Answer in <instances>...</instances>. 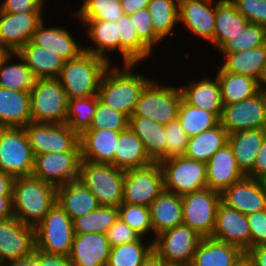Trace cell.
I'll use <instances>...</instances> for the list:
<instances>
[{"mask_svg":"<svg viewBox=\"0 0 266 266\" xmlns=\"http://www.w3.org/2000/svg\"><path fill=\"white\" fill-rule=\"evenodd\" d=\"M136 65L123 64L120 66L122 68L110 65L102 76L98 90V97L102 103L128 117L133 115L142 91L152 80L145 75L137 74L134 70Z\"/></svg>","mask_w":266,"mask_h":266,"instance_id":"obj_1","label":"cell"},{"mask_svg":"<svg viewBox=\"0 0 266 266\" xmlns=\"http://www.w3.org/2000/svg\"><path fill=\"white\" fill-rule=\"evenodd\" d=\"M57 200V187L34 176L14 179L13 215L23 224L36 227Z\"/></svg>","mask_w":266,"mask_h":266,"instance_id":"obj_2","label":"cell"},{"mask_svg":"<svg viewBox=\"0 0 266 266\" xmlns=\"http://www.w3.org/2000/svg\"><path fill=\"white\" fill-rule=\"evenodd\" d=\"M107 60L89 52L64 63L57 78L69 100L98 95L99 84L107 68Z\"/></svg>","mask_w":266,"mask_h":266,"instance_id":"obj_3","label":"cell"},{"mask_svg":"<svg viewBox=\"0 0 266 266\" xmlns=\"http://www.w3.org/2000/svg\"><path fill=\"white\" fill-rule=\"evenodd\" d=\"M125 171L112 164L81 161L79 180L99 205L119 207L122 203Z\"/></svg>","mask_w":266,"mask_h":266,"instance_id":"obj_4","label":"cell"},{"mask_svg":"<svg viewBox=\"0 0 266 266\" xmlns=\"http://www.w3.org/2000/svg\"><path fill=\"white\" fill-rule=\"evenodd\" d=\"M30 96L32 122L52 124L66 122L69 99L57 78L36 79Z\"/></svg>","mask_w":266,"mask_h":266,"instance_id":"obj_5","label":"cell"},{"mask_svg":"<svg viewBox=\"0 0 266 266\" xmlns=\"http://www.w3.org/2000/svg\"><path fill=\"white\" fill-rule=\"evenodd\" d=\"M74 235L73 220L56 203L35 227V249L68 257Z\"/></svg>","mask_w":266,"mask_h":266,"instance_id":"obj_6","label":"cell"},{"mask_svg":"<svg viewBox=\"0 0 266 266\" xmlns=\"http://www.w3.org/2000/svg\"><path fill=\"white\" fill-rule=\"evenodd\" d=\"M181 101L180 87L159 85L152 79L142 91L131 116L147 117L166 125L177 119Z\"/></svg>","mask_w":266,"mask_h":266,"instance_id":"obj_7","label":"cell"},{"mask_svg":"<svg viewBox=\"0 0 266 266\" xmlns=\"http://www.w3.org/2000/svg\"><path fill=\"white\" fill-rule=\"evenodd\" d=\"M34 155L24 128L0 127V171L14 178L31 176Z\"/></svg>","mask_w":266,"mask_h":266,"instance_id":"obj_8","label":"cell"},{"mask_svg":"<svg viewBox=\"0 0 266 266\" xmlns=\"http://www.w3.org/2000/svg\"><path fill=\"white\" fill-rule=\"evenodd\" d=\"M164 189L179 196L207 188L206 163L185 156L160 162Z\"/></svg>","mask_w":266,"mask_h":266,"instance_id":"obj_9","label":"cell"},{"mask_svg":"<svg viewBox=\"0 0 266 266\" xmlns=\"http://www.w3.org/2000/svg\"><path fill=\"white\" fill-rule=\"evenodd\" d=\"M183 224L201 237H212L221 193L205 188L181 196Z\"/></svg>","mask_w":266,"mask_h":266,"instance_id":"obj_10","label":"cell"},{"mask_svg":"<svg viewBox=\"0 0 266 266\" xmlns=\"http://www.w3.org/2000/svg\"><path fill=\"white\" fill-rule=\"evenodd\" d=\"M24 129L34 157L44 153L81 151L79 134L66 123L30 122Z\"/></svg>","mask_w":266,"mask_h":266,"instance_id":"obj_11","label":"cell"},{"mask_svg":"<svg viewBox=\"0 0 266 266\" xmlns=\"http://www.w3.org/2000/svg\"><path fill=\"white\" fill-rule=\"evenodd\" d=\"M164 190L160 163L125 171L122 203L148 206Z\"/></svg>","mask_w":266,"mask_h":266,"instance_id":"obj_12","label":"cell"},{"mask_svg":"<svg viewBox=\"0 0 266 266\" xmlns=\"http://www.w3.org/2000/svg\"><path fill=\"white\" fill-rule=\"evenodd\" d=\"M220 124L229 134L251 129H266V87L242 101L224 105Z\"/></svg>","mask_w":266,"mask_h":266,"instance_id":"obj_13","label":"cell"},{"mask_svg":"<svg viewBox=\"0 0 266 266\" xmlns=\"http://www.w3.org/2000/svg\"><path fill=\"white\" fill-rule=\"evenodd\" d=\"M81 151L52 152L34 157L32 176L58 187L78 180Z\"/></svg>","mask_w":266,"mask_h":266,"instance_id":"obj_14","label":"cell"},{"mask_svg":"<svg viewBox=\"0 0 266 266\" xmlns=\"http://www.w3.org/2000/svg\"><path fill=\"white\" fill-rule=\"evenodd\" d=\"M202 238L182 224L155 236L153 250L163 260L191 263Z\"/></svg>","mask_w":266,"mask_h":266,"instance_id":"obj_15","label":"cell"},{"mask_svg":"<svg viewBox=\"0 0 266 266\" xmlns=\"http://www.w3.org/2000/svg\"><path fill=\"white\" fill-rule=\"evenodd\" d=\"M35 250V228L14 216L0 220V263L4 266L31 255Z\"/></svg>","mask_w":266,"mask_h":266,"instance_id":"obj_16","label":"cell"},{"mask_svg":"<svg viewBox=\"0 0 266 266\" xmlns=\"http://www.w3.org/2000/svg\"><path fill=\"white\" fill-rule=\"evenodd\" d=\"M214 0H179V23L189 33L214 46L216 3ZM214 3V6H213Z\"/></svg>","mask_w":266,"mask_h":266,"instance_id":"obj_17","label":"cell"},{"mask_svg":"<svg viewBox=\"0 0 266 266\" xmlns=\"http://www.w3.org/2000/svg\"><path fill=\"white\" fill-rule=\"evenodd\" d=\"M211 238L233 244L245 253L251 248V232L246 215L221 201Z\"/></svg>","mask_w":266,"mask_h":266,"instance_id":"obj_18","label":"cell"},{"mask_svg":"<svg viewBox=\"0 0 266 266\" xmlns=\"http://www.w3.org/2000/svg\"><path fill=\"white\" fill-rule=\"evenodd\" d=\"M221 201L245 215L266 210V192L261 180L247 176L226 188Z\"/></svg>","mask_w":266,"mask_h":266,"instance_id":"obj_19","label":"cell"},{"mask_svg":"<svg viewBox=\"0 0 266 266\" xmlns=\"http://www.w3.org/2000/svg\"><path fill=\"white\" fill-rule=\"evenodd\" d=\"M43 13L17 14L0 11V42L17 52L32 40L43 22Z\"/></svg>","mask_w":266,"mask_h":266,"instance_id":"obj_20","label":"cell"},{"mask_svg":"<svg viewBox=\"0 0 266 266\" xmlns=\"http://www.w3.org/2000/svg\"><path fill=\"white\" fill-rule=\"evenodd\" d=\"M207 188L222 193L245 177L229 143L217 150L206 163Z\"/></svg>","mask_w":266,"mask_h":266,"instance_id":"obj_21","label":"cell"},{"mask_svg":"<svg viewBox=\"0 0 266 266\" xmlns=\"http://www.w3.org/2000/svg\"><path fill=\"white\" fill-rule=\"evenodd\" d=\"M111 246L105 234L75 233L69 259L76 266H107Z\"/></svg>","mask_w":266,"mask_h":266,"instance_id":"obj_22","label":"cell"},{"mask_svg":"<svg viewBox=\"0 0 266 266\" xmlns=\"http://www.w3.org/2000/svg\"><path fill=\"white\" fill-rule=\"evenodd\" d=\"M120 131L86 129L79 135L82 161L114 166V153Z\"/></svg>","mask_w":266,"mask_h":266,"instance_id":"obj_23","label":"cell"},{"mask_svg":"<svg viewBox=\"0 0 266 266\" xmlns=\"http://www.w3.org/2000/svg\"><path fill=\"white\" fill-rule=\"evenodd\" d=\"M220 68L228 73L252 77L266 87V44L237 53H221Z\"/></svg>","mask_w":266,"mask_h":266,"instance_id":"obj_24","label":"cell"},{"mask_svg":"<svg viewBox=\"0 0 266 266\" xmlns=\"http://www.w3.org/2000/svg\"><path fill=\"white\" fill-rule=\"evenodd\" d=\"M43 22L38 26L32 42L59 55L65 62L77 58L84 52V44L80 45L76 38L65 27H45Z\"/></svg>","mask_w":266,"mask_h":266,"instance_id":"obj_25","label":"cell"},{"mask_svg":"<svg viewBox=\"0 0 266 266\" xmlns=\"http://www.w3.org/2000/svg\"><path fill=\"white\" fill-rule=\"evenodd\" d=\"M190 82L188 85L179 86L182 99L191 106L199 107L200 109L213 112L219 118L224 106L222 90L218 79L205 77L199 80Z\"/></svg>","mask_w":266,"mask_h":266,"instance_id":"obj_26","label":"cell"},{"mask_svg":"<svg viewBox=\"0 0 266 266\" xmlns=\"http://www.w3.org/2000/svg\"><path fill=\"white\" fill-rule=\"evenodd\" d=\"M30 122V91H13L0 87V127L24 128Z\"/></svg>","mask_w":266,"mask_h":266,"instance_id":"obj_27","label":"cell"},{"mask_svg":"<svg viewBox=\"0 0 266 266\" xmlns=\"http://www.w3.org/2000/svg\"><path fill=\"white\" fill-rule=\"evenodd\" d=\"M149 208L154 237L183 224L182 198L176 193L164 189Z\"/></svg>","mask_w":266,"mask_h":266,"instance_id":"obj_28","label":"cell"},{"mask_svg":"<svg viewBox=\"0 0 266 266\" xmlns=\"http://www.w3.org/2000/svg\"><path fill=\"white\" fill-rule=\"evenodd\" d=\"M128 127L141 139L153 163H160L166 159L165 125L147 117L130 116Z\"/></svg>","mask_w":266,"mask_h":266,"instance_id":"obj_29","label":"cell"},{"mask_svg":"<svg viewBox=\"0 0 266 266\" xmlns=\"http://www.w3.org/2000/svg\"><path fill=\"white\" fill-rule=\"evenodd\" d=\"M85 27L87 38L94 46H84V51L99 56L110 63L107 51L120 54V37L118 35L116 23L97 19H78Z\"/></svg>","mask_w":266,"mask_h":266,"instance_id":"obj_30","label":"cell"},{"mask_svg":"<svg viewBox=\"0 0 266 266\" xmlns=\"http://www.w3.org/2000/svg\"><path fill=\"white\" fill-rule=\"evenodd\" d=\"M36 79L58 78L65 61L56 53L35 45L32 41L16 52Z\"/></svg>","mask_w":266,"mask_h":266,"instance_id":"obj_31","label":"cell"},{"mask_svg":"<svg viewBox=\"0 0 266 266\" xmlns=\"http://www.w3.org/2000/svg\"><path fill=\"white\" fill-rule=\"evenodd\" d=\"M56 203L72 220L99 206L95 196L79 179L57 187Z\"/></svg>","mask_w":266,"mask_h":266,"instance_id":"obj_32","label":"cell"},{"mask_svg":"<svg viewBox=\"0 0 266 266\" xmlns=\"http://www.w3.org/2000/svg\"><path fill=\"white\" fill-rule=\"evenodd\" d=\"M244 252L233 244L221 242L211 237L202 238L192 266H233Z\"/></svg>","mask_w":266,"mask_h":266,"instance_id":"obj_33","label":"cell"},{"mask_svg":"<svg viewBox=\"0 0 266 266\" xmlns=\"http://www.w3.org/2000/svg\"><path fill=\"white\" fill-rule=\"evenodd\" d=\"M265 136L266 129L243 130L229 134L228 143L239 169L245 176L252 170Z\"/></svg>","mask_w":266,"mask_h":266,"instance_id":"obj_34","label":"cell"},{"mask_svg":"<svg viewBox=\"0 0 266 266\" xmlns=\"http://www.w3.org/2000/svg\"><path fill=\"white\" fill-rule=\"evenodd\" d=\"M153 163L144 148L141 139L128 127L120 131L115 153L114 166L127 171Z\"/></svg>","mask_w":266,"mask_h":266,"instance_id":"obj_35","label":"cell"},{"mask_svg":"<svg viewBox=\"0 0 266 266\" xmlns=\"http://www.w3.org/2000/svg\"><path fill=\"white\" fill-rule=\"evenodd\" d=\"M248 23L231 0H217L214 32L216 50H219L231 37L242 32Z\"/></svg>","mask_w":266,"mask_h":266,"instance_id":"obj_36","label":"cell"},{"mask_svg":"<svg viewBox=\"0 0 266 266\" xmlns=\"http://www.w3.org/2000/svg\"><path fill=\"white\" fill-rule=\"evenodd\" d=\"M116 23L120 37V55L123 64H140L153 51L139 38L129 15L123 14Z\"/></svg>","mask_w":266,"mask_h":266,"instance_id":"obj_37","label":"cell"},{"mask_svg":"<svg viewBox=\"0 0 266 266\" xmlns=\"http://www.w3.org/2000/svg\"><path fill=\"white\" fill-rule=\"evenodd\" d=\"M229 133L219 123L215 127L189 137L185 157L207 163L212 155L228 143Z\"/></svg>","mask_w":266,"mask_h":266,"instance_id":"obj_38","label":"cell"},{"mask_svg":"<svg viewBox=\"0 0 266 266\" xmlns=\"http://www.w3.org/2000/svg\"><path fill=\"white\" fill-rule=\"evenodd\" d=\"M216 78L222 90L224 105H230L256 95L263 86L255 79L241 74L228 73L220 67Z\"/></svg>","mask_w":266,"mask_h":266,"instance_id":"obj_39","label":"cell"},{"mask_svg":"<svg viewBox=\"0 0 266 266\" xmlns=\"http://www.w3.org/2000/svg\"><path fill=\"white\" fill-rule=\"evenodd\" d=\"M148 11L151 15L155 34L163 41L179 23V0H150Z\"/></svg>","mask_w":266,"mask_h":266,"instance_id":"obj_40","label":"cell"},{"mask_svg":"<svg viewBox=\"0 0 266 266\" xmlns=\"http://www.w3.org/2000/svg\"><path fill=\"white\" fill-rule=\"evenodd\" d=\"M19 62L12 63L13 58ZM36 78L22 58L14 52L0 68V87L13 91H31Z\"/></svg>","mask_w":266,"mask_h":266,"instance_id":"obj_41","label":"cell"},{"mask_svg":"<svg viewBox=\"0 0 266 266\" xmlns=\"http://www.w3.org/2000/svg\"><path fill=\"white\" fill-rule=\"evenodd\" d=\"M117 207L99 205L95 210L73 219L75 233H107L108 229L118 220Z\"/></svg>","mask_w":266,"mask_h":266,"instance_id":"obj_42","label":"cell"},{"mask_svg":"<svg viewBox=\"0 0 266 266\" xmlns=\"http://www.w3.org/2000/svg\"><path fill=\"white\" fill-rule=\"evenodd\" d=\"M177 119L189 137L209 130L220 123L213 112L187 104L183 99L178 108Z\"/></svg>","mask_w":266,"mask_h":266,"instance_id":"obj_43","label":"cell"},{"mask_svg":"<svg viewBox=\"0 0 266 266\" xmlns=\"http://www.w3.org/2000/svg\"><path fill=\"white\" fill-rule=\"evenodd\" d=\"M143 239L111 247L107 266H141L153 250V241L145 243Z\"/></svg>","mask_w":266,"mask_h":266,"instance_id":"obj_44","label":"cell"},{"mask_svg":"<svg viewBox=\"0 0 266 266\" xmlns=\"http://www.w3.org/2000/svg\"><path fill=\"white\" fill-rule=\"evenodd\" d=\"M72 16L78 19H97L115 23L122 17L123 9L118 0H81Z\"/></svg>","mask_w":266,"mask_h":266,"instance_id":"obj_45","label":"cell"},{"mask_svg":"<svg viewBox=\"0 0 266 266\" xmlns=\"http://www.w3.org/2000/svg\"><path fill=\"white\" fill-rule=\"evenodd\" d=\"M98 100V95L68 100L65 123L80 135L90 127Z\"/></svg>","mask_w":266,"mask_h":266,"instance_id":"obj_46","label":"cell"},{"mask_svg":"<svg viewBox=\"0 0 266 266\" xmlns=\"http://www.w3.org/2000/svg\"><path fill=\"white\" fill-rule=\"evenodd\" d=\"M266 44V27L248 23L242 32L231 37L219 50L221 53H237Z\"/></svg>","mask_w":266,"mask_h":266,"instance_id":"obj_47","label":"cell"},{"mask_svg":"<svg viewBox=\"0 0 266 266\" xmlns=\"http://www.w3.org/2000/svg\"><path fill=\"white\" fill-rule=\"evenodd\" d=\"M119 218L130 228L145 238L153 232L150 217V208L148 206L121 203L118 207Z\"/></svg>","mask_w":266,"mask_h":266,"instance_id":"obj_48","label":"cell"},{"mask_svg":"<svg viewBox=\"0 0 266 266\" xmlns=\"http://www.w3.org/2000/svg\"><path fill=\"white\" fill-rule=\"evenodd\" d=\"M128 124L129 117L126 114L116 111L98 100L92 123L88 129L123 131L128 128Z\"/></svg>","mask_w":266,"mask_h":266,"instance_id":"obj_49","label":"cell"},{"mask_svg":"<svg viewBox=\"0 0 266 266\" xmlns=\"http://www.w3.org/2000/svg\"><path fill=\"white\" fill-rule=\"evenodd\" d=\"M166 132V159L185 156L189 136L181 126L178 119L165 125Z\"/></svg>","mask_w":266,"mask_h":266,"instance_id":"obj_50","label":"cell"},{"mask_svg":"<svg viewBox=\"0 0 266 266\" xmlns=\"http://www.w3.org/2000/svg\"><path fill=\"white\" fill-rule=\"evenodd\" d=\"M139 38L153 51V47L160 45L161 39L155 34L151 15L147 8L137 10L129 15Z\"/></svg>","mask_w":266,"mask_h":266,"instance_id":"obj_51","label":"cell"},{"mask_svg":"<svg viewBox=\"0 0 266 266\" xmlns=\"http://www.w3.org/2000/svg\"><path fill=\"white\" fill-rule=\"evenodd\" d=\"M249 23L266 27V0H231Z\"/></svg>","mask_w":266,"mask_h":266,"instance_id":"obj_52","label":"cell"},{"mask_svg":"<svg viewBox=\"0 0 266 266\" xmlns=\"http://www.w3.org/2000/svg\"><path fill=\"white\" fill-rule=\"evenodd\" d=\"M106 236L111 247L136 242L141 238L137 232L120 218L108 229Z\"/></svg>","mask_w":266,"mask_h":266,"instance_id":"obj_53","label":"cell"},{"mask_svg":"<svg viewBox=\"0 0 266 266\" xmlns=\"http://www.w3.org/2000/svg\"><path fill=\"white\" fill-rule=\"evenodd\" d=\"M251 232V248L266 246V210L246 215Z\"/></svg>","mask_w":266,"mask_h":266,"instance_id":"obj_54","label":"cell"},{"mask_svg":"<svg viewBox=\"0 0 266 266\" xmlns=\"http://www.w3.org/2000/svg\"><path fill=\"white\" fill-rule=\"evenodd\" d=\"M45 0H2L0 2V11L26 14L43 13Z\"/></svg>","mask_w":266,"mask_h":266,"instance_id":"obj_55","label":"cell"},{"mask_svg":"<svg viewBox=\"0 0 266 266\" xmlns=\"http://www.w3.org/2000/svg\"><path fill=\"white\" fill-rule=\"evenodd\" d=\"M41 261V266H76L67 256L50 254L37 249L33 252Z\"/></svg>","mask_w":266,"mask_h":266,"instance_id":"obj_56","label":"cell"},{"mask_svg":"<svg viewBox=\"0 0 266 266\" xmlns=\"http://www.w3.org/2000/svg\"><path fill=\"white\" fill-rule=\"evenodd\" d=\"M246 176L259 180L266 176V136L258 151L253 168Z\"/></svg>","mask_w":266,"mask_h":266,"instance_id":"obj_57","label":"cell"},{"mask_svg":"<svg viewBox=\"0 0 266 266\" xmlns=\"http://www.w3.org/2000/svg\"><path fill=\"white\" fill-rule=\"evenodd\" d=\"M245 254L254 266H266V246L252 247Z\"/></svg>","mask_w":266,"mask_h":266,"instance_id":"obj_58","label":"cell"},{"mask_svg":"<svg viewBox=\"0 0 266 266\" xmlns=\"http://www.w3.org/2000/svg\"><path fill=\"white\" fill-rule=\"evenodd\" d=\"M149 1L150 0H123L121 2V7L124 14L131 15L137 10L148 8Z\"/></svg>","mask_w":266,"mask_h":266,"instance_id":"obj_59","label":"cell"},{"mask_svg":"<svg viewBox=\"0 0 266 266\" xmlns=\"http://www.w3.org/2000/svg\"><path fill=\"white\" fill-rule=\"evenodd\" d=\"M14 177L0 171V197L13 196Z\"/></svg>","mask_w":266,"mask_h":266,"instance_id":"obj_60","label":"cell"},{"mask_svg":"<svg viewBox=\"0 0 266 266\" xmlns=\"http://www.w3.org/2000/svg\"><path fill=\"white\" fill-rule=\"evenodd\" d=\"M13 196L0 197V220H6L13 217Z\"/></svg>","mask_w":266,"mask_h":266,"instance_id":"obj_61","label":"cell"},{"mask_svg":"<svg viewBox=\"0 0 266 266\" xmlns=\"http://www.w3.org/2000/svg\"><path fill=\"white\" fill-rule=\"evenodd\" d=\"M4 266H41V261L34 253H32L27 257L17 259Z\"/></svg>","mask_w":266,"mask_h":266,"instance_id":"obj_62","label":"cell"},{"mask_svg":"<svg viewBox=\"0 0 266 266\" xmlns=\"http://www.w3.org/2000/svg\"><path fill=\"white\" fill-rule=\"evenodd\" d=\"M141 266H163V259L154 250H152L145 258Z\"/></svg>","mask_w":266,"mask_h":266,"instance_id":"obj_63","label":"cell"},{"mask_svg":"<svg viewBox=\"0 0 266 266\" xmlns=\"http://www.w3.org/2000/svg\"><path fill=\"white\" fill-rule=\"evenodd\" d=\"M14 52L7 46L3 45L0 42V68L4 65L6 60L12 55Z\"/></svg>","mask_w":266,"mask_h":266,"instance_id":"obj_64","label":"cell"},{"mask_svg":"<svg viewBox=\"0 0 266 266\" xmlns=\"http://www.w3.org/2000/svg\"><path fill=\"white\" fill-rule=\"evenodd\" d=\"M233 266H254L252 261L244 253Z\"/></svg>","mask_w":266,"mask_h":266,"instance_id":"obj_65","label":"cell"},{"mask_svg":"<svg viewBox=\"0 0 266 266\" xmlns=\"http://www.w3.org/2000/svg\"><path fill=\"white\" fill-rule=\"evenodd\" d=\"M163 266H192L191 263L163 260Z\"/></svg>","mask_w":266,"mask_h":266,"instance_id":"obj_66","label":"cell"},{"mask_svg":"<svg viewBox=\"0 0 266 266\" xmlns=\"http://www.w3.org/2000/svg\"><path fill=\"white\" fill-rule=\"evenodd\" d=\"M261 182L264 186V189H265V192H266V176H264L262 179H261Z\"/></svg>","mask_w":266,"mask_h":266,"instance_id":"obj_67","label":"cell"}]
</instances>
